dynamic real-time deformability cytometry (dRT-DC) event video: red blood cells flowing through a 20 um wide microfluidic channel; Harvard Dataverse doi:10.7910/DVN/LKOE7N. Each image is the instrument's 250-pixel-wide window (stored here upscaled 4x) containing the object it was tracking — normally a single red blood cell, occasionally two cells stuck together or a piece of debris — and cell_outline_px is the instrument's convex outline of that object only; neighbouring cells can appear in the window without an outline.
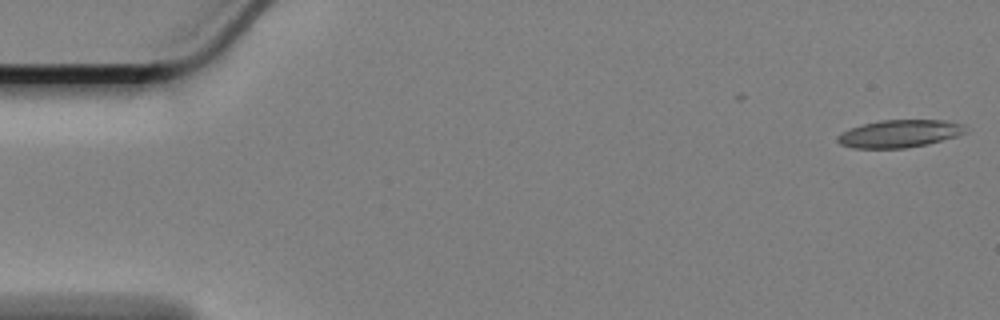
{"species": "Egyptian fruit bat (a non-hibernating species)", "species_latin": "Rousettus aegyptiacus", "temperature_condition": "cold", "stored_images_in_passage": 12, "camera_frame_rate_fps": 3000, "um_per_image_px": 0.085, "animal": {"sex": "female"}, "frame": {"image": 1, "passage_image": 1, "time_ms": 0.0, "image_size_px": [1000, 320], "cell_outline_px": [[964, 132], [956, 136], [928, 144], [904, 148], [852, 148], [840, 144], [836, 140], [836, 136], [852, 128], [864, 124], [880, 120], [944, 120], [960, 124]], "centroid_in_image_um": [76.39, 11.37], "position_along_channel_um": 8.6, "area_um2": 20.17}}